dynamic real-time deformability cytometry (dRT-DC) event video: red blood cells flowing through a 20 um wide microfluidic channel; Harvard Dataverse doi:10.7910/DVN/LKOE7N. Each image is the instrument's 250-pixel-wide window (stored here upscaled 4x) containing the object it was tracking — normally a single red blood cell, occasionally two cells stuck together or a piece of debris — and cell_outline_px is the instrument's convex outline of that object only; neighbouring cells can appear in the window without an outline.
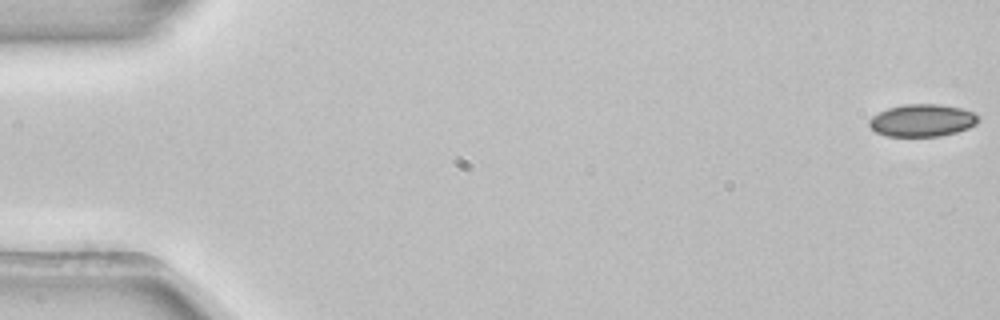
{"species": "common noctule bat (a hibernating species)", "species_latin": "Nyctalus noctula", "temperature_condition": "room temperature", "stored_images_in_passage": 53, "camera_frame_rate_fps": 3000, "um_per_image_px": 0.085, "animal": {"sex": "female", "body_mass_g": 22.7, "forearm_length_mm": 54.2}, "frame": {"image": 1, "passage_image": 1, "time_ms": 0.0, "image_size_px": [1000, 320], "cell_outline_px": [[980, 120], [976, 124], [968, 128], [956, 132], [940, 136], [884, 136], [876, 132], [868, 124], [868, 120], [872, 116], [888, 108], [904, 104], [940, 104], [960, 108], [972, 112], [980, 116]], "centroid_in_image_um": [78.39, 10.23], "position_along_channel_um": 6.6, "area_um2": 20.63}}
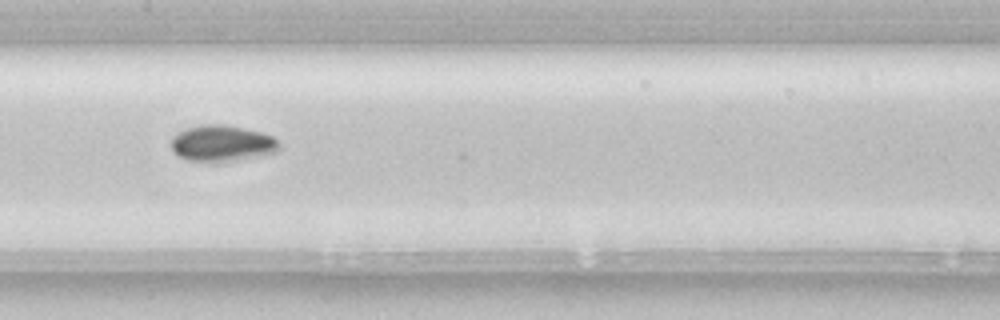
{"frame": {"image": 2, "passage_image": 27, "time_ms": 8.667, "image_size_px": [1000, 320], "cell_outline_px": [[276, 152], [260, 156], [236, 160], [188, 160], [172, 152], [172, 136], [176, 132], [188, 128], [204, 124], [220, 124], [244, 128], [264, 132], [272, 136], [276, 140]], "centroid_in_image_um": [18.84, 12.16], "position_along_channel_um": 188.6, "area_um2": 22.31}}
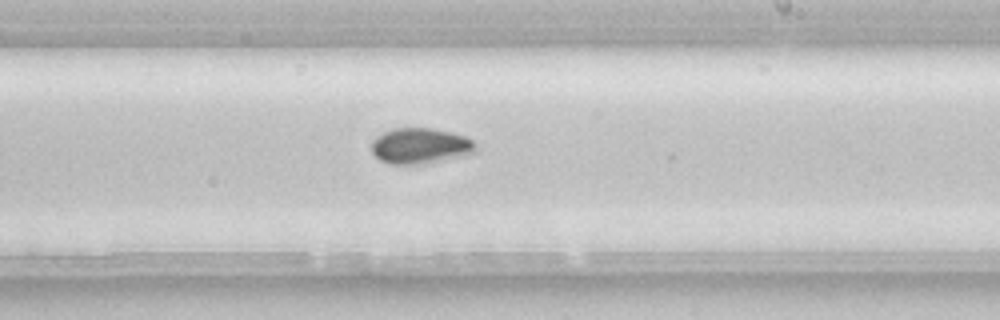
{"frame": {"image": 3, "passage_image": 32, "time_ms": 10.333, "image_size_px": [1000, 320], "cell_outline_px": [[476, 152], [464, 156], [428, 164], [388, 164], [380, 160], [372, 152], [372, 140], [376, 136], [392, 128], [432, 128], [452, 132], [464, 136], [472, 140], [476, 148]], "centroid_in_image_um": [35.73, 12.41], "position_along_channel_um": 253.3, "area_um2": 21.96}, "authors_computed_cell_mechanics": {"area_um2": 21.2126, "velocity_mm_per_s": 3.908, "shape_relaxation_time_tau1_ms": 2.1116, "shape_relaxation_time_tau2_ms": null, "deformation_change_tau1": 0.0632, "deformation_change_tau2": null}}